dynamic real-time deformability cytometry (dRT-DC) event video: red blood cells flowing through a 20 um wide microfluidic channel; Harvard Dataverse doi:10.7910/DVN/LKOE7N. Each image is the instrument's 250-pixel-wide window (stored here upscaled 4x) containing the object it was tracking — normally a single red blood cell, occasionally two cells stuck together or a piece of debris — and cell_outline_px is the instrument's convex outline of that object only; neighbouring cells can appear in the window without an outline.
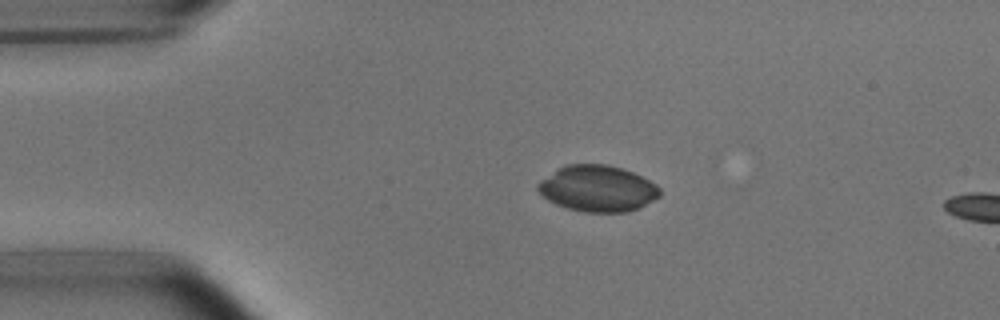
{"species": "common noctule bat (a hibernating species)", "species_latin": "Nyctalus noctula", "temperature_condition": "room temperature", "stored_images_in_passage": 44, "segment_of_instrument_passage": [1, 2], "camera_frame_rate_fps": 3000, "um_per_image_px": 0.085, "animal": {"sex": "male", "body_mass_g": 15.6}, "frame": {"image": 1, "passage_image": 1, "time_ms": 0.0, "image_size_px": [1000, 320], "cell_outline_px": [[660, 196], [640, 208], [628, 212], [584, 212], [568, 208], [556, 204], [548, 200], [536, 188], [536, 184], [540, 180], [556, 168], [564, 164], [604, 164], [620, 168], [632, 172], [656, 184], [660, 188]], "centroid_in_image_um": [50.77, 16.02], "position_along_channel_um": 34.2, "area_um2": 32.89}}
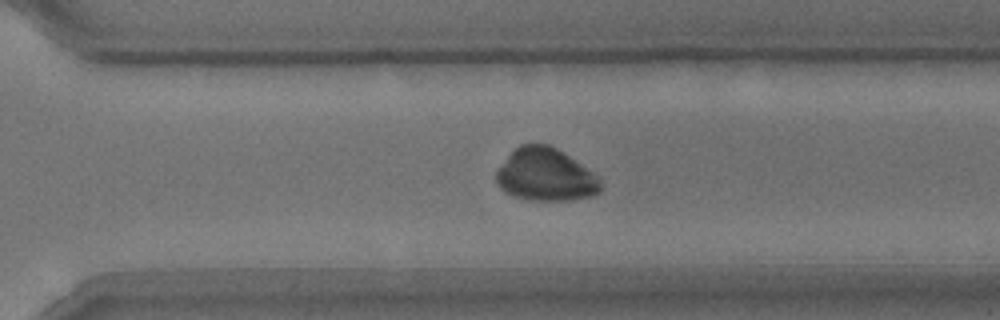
{"frame": {"image": 2, "passage_image": 27, "time_ms": 8.667, "image_size_px": [1000, 320], "cell_outline_px": [[600, 192], [592, 196], [572, 200], [528, 200], [512, 196], [504, 192], [496, 184], [496, 172], [508, 156], [520, 144], [548, 144], [556, 148], [600, 176]], "centroid_in_image_um": [46.37, 14.88], "position_along_channel_um": 324.2, "area_um2": 32.08}}
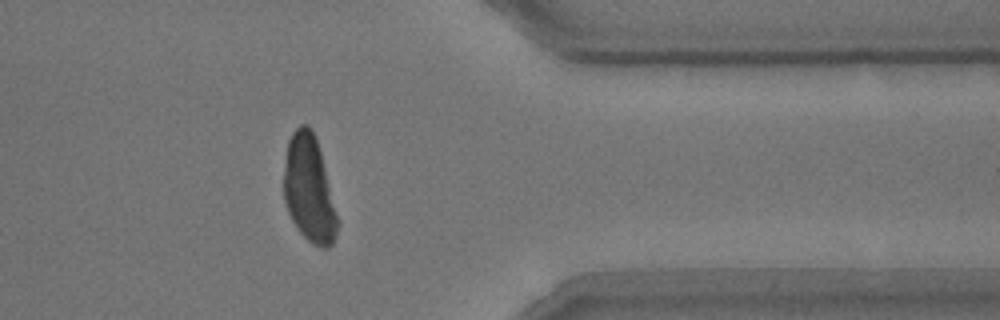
{"frame": {"image": 3, "passage_image": 33, "time_ms": 10.667, "image_size_px": [1000, 320], "cell_outline_px": [[340, 224], [336, 236], [332, 244], [328, 248], [320, 248], [312, 244], [296, 228], [288, 212], [284, 200], [284, 168], [288, 140], [292, 132], [300, 124], [308, 124], [316, 140], [320, 152], [340, 220]], "centroid_in_image_um": [26.29, 16.13], "position_along_channel_um": 385.1, "area_um2": 33.52}}